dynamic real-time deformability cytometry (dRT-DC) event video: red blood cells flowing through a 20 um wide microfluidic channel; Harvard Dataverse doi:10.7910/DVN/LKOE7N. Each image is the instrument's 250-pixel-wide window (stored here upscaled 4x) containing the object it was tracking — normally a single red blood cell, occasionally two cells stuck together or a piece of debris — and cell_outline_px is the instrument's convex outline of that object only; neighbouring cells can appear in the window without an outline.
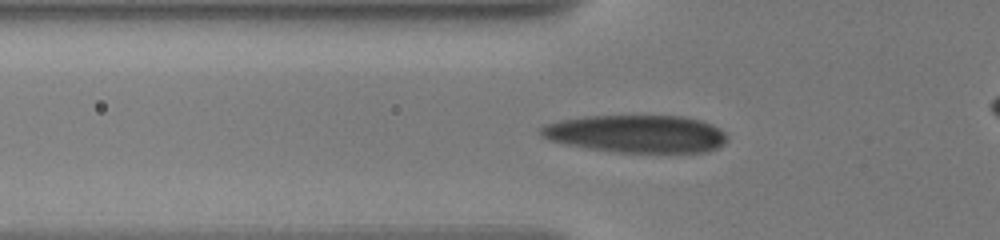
{"species": "human", "species_latin": "Homo sapiens", "temperature_condition": "warm", "stored_images_in_passage": 41, "camera_frame_rate_fps": 3000, "um_per_image_px": 0.085, "donor": {"sex": "male"}, "frame": {"image": 1, "passage_image": 11, "time_ms": 4.0, "image_size_px": [1000, 240], "cell_outline_px": [[728, 140], [724, 144], [708, 152], [616, 152], [588, 148], [548, 140], [540, 136], [540, 128], [548, 124], [560, 120], [588, 116], [680, 116], [700, 120], [712, 124], [720, 128], [728, 136]], "centroid_in_image_um": [54.13, 11.38], "position_along_channel_um": 71.7, "area_um2": 40.81}}
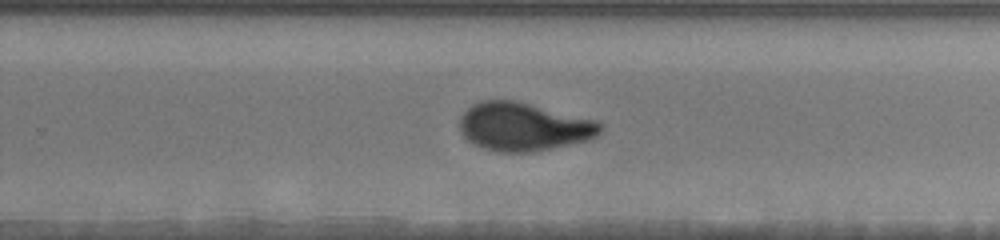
{"frame": {"image": 2, "passage_image": 24, "time_ms": 10.0, "image_size_px": [1000, 240], "cell_outline_px": [[604, 128], [592, 140], [532, 152], [500, 152], [484, 148], [472, 144], [460, 132], [460, 120], [464, 112], [472, 104], [484, 100], [516, 100], [596, 120], [604, 124]], "centroid_in_image_um": [44.54, 10.77], "position_along_channel_um": 285.3, "area_um2": 39.82}}
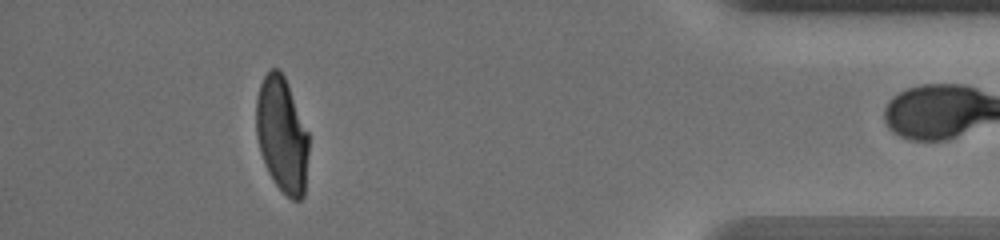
{"frame": {"image": 3, "passage_image": 40, "time_ms": 14.667, "image_size_px": [1000, 240], "cell_outline_px": [[308, 152], [304, 196], [300, 200], [292, 200], [276, 184], [268, 172], [260, 152], [256, 136], [256, 96], [260, 84], [268, 68], [280, 68], [284, 76], [308, 132]], "centroid_in_image_um": [23.95, 11.43], "position_along_channel_um": 411.3, "area_um2": 35.32}}